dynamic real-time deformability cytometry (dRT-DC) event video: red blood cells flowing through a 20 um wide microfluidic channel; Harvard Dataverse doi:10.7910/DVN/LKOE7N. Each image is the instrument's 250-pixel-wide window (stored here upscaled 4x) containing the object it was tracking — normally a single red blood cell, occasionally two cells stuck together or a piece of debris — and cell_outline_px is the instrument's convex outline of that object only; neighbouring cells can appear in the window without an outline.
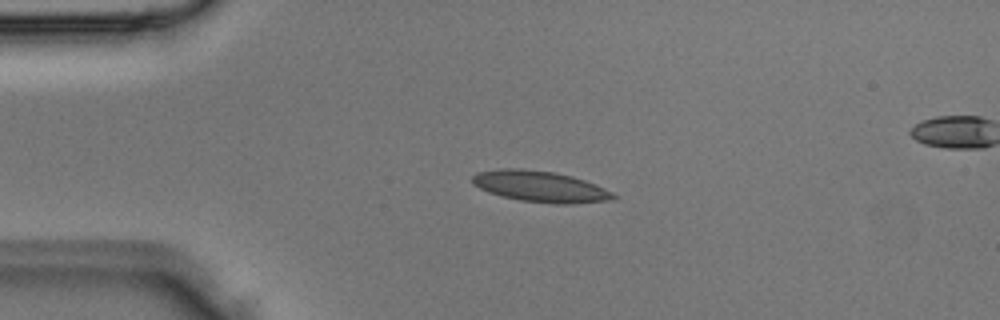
{"species": "Egyptian fruit bat (a non-hibernating species)", "species_latin": "Rousettus aegyptiacus", "temperature_condition": "room temperature", "stored_images_in_passage": 2, "camera_frame_rate_fps": 3000, "um_per_image_px": 0.085, "animal": {"sex": "male"}, "frame": {"image": 1, "passage_image": 1, "time_ms": 0.0, "image_size_px": [1000, 320], "cell_outline_px": [[620, 196], [612, 200], [572, 204], [556, 204], [520, 200], [488, 192], [472, 184], [472, 176], [476, 172], [500, 168], [520, 168], [556, 172], [572, 176], [596, 184]], "centroid_in_image_um": [45.94, 15.85], "position_along_channel_um": 39.1, "area_um2": 25.72}}